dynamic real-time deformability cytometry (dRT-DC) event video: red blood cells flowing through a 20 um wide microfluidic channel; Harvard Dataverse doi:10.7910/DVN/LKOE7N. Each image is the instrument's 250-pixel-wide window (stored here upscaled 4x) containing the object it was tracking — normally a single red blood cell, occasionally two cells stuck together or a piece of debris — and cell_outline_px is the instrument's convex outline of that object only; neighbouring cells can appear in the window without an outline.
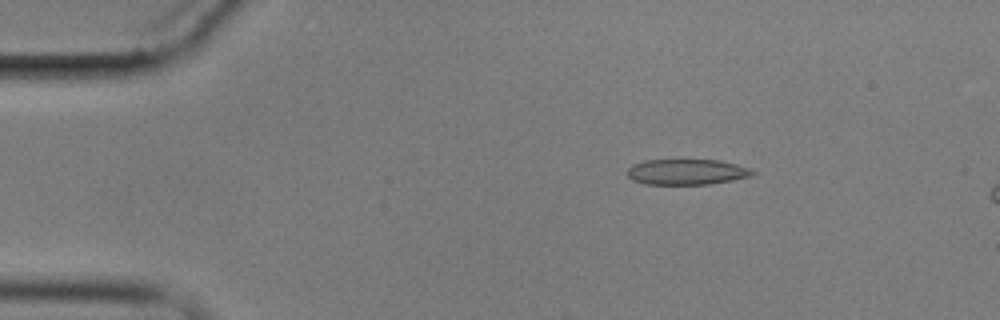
{"species": "common noctule bat (a hibernating species)", "species_latin": "Nyctalus noctula", "temperature_condition": "cold", "stored_images_in_passage": 4, "camera_frame_rate_fps": 3000, "um_per_image_px": 0.085, "animal": {"sex": "male", "body_mass_g": 17.9}, "frame": {"image": 1, "passage_image": 3, "time_ms": 2.667, "image_size_px": [1000, 320], "cell_outline_px": [[756, 172], [752, 176], [732, 180], [708, 184], [644, 184], [632, 180], [628, 176], [628, 168], [632, 164], [644, 160], [720, 160], [752, 168]], "centroid_in_image_um": [58.39, 14.61], "position_along_channel_um": 26.6, "area_um2": 18.79}}